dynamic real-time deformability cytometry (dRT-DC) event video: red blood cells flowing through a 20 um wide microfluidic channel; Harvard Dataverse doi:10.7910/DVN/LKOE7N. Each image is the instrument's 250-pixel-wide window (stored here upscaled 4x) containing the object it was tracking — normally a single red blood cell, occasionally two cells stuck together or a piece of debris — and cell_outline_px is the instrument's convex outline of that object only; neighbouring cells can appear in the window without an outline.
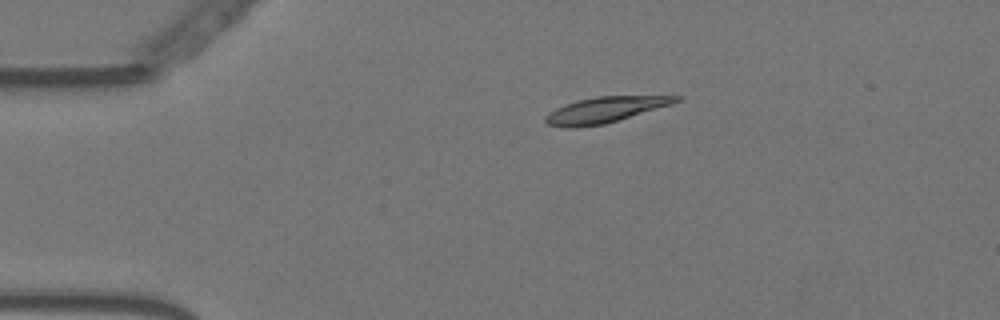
{"species": "Egyptian fruit bat (a non-hibernating species)", "species_latin": "Rousettus aegyptiacus", "temperature_condition": "warm", "stored_images_in_passage": 46, "camera_frame_rate_fps": 3000, "um_per_image_px": 0.085, "animal": {"sex": "female"}, "frame": {"image": 1, "passage_image": 1, "time_ms": 0.0, "image_size_px": [1000, 320], "cell_outline_px": [[684, 96], [680, 100], [672, 104], [604, 124], [572, 128], [568, 128], [548, 124], [544, 120], [544, 116], [548, 112], [564, 104], [596, 96]], "centroid_in_image_um": [51.4, 9.33], "position_along_channel_um": 33.6, "area_um2": 19.36}}
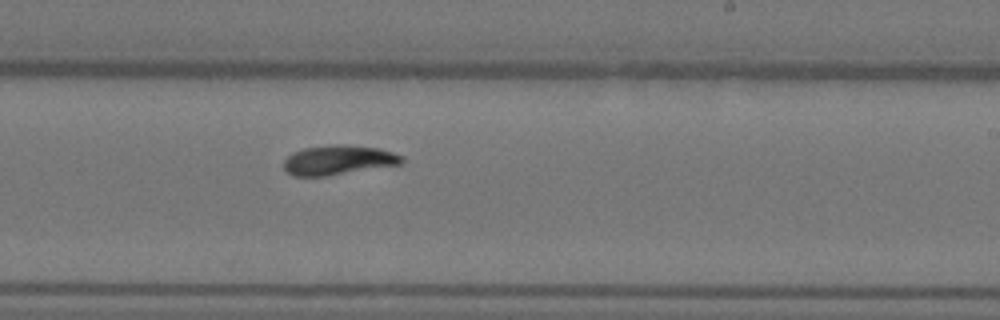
{"frame": {"image": 2, "passage_image": 24, "time_ms": 7.667, "image_size_px": [1000, 320], "cell_outline_px": [[404, 164], [324, 176], [292, 176], [284, 168], [284, 160], [292, 152], [304, 148], [332, 144], [340, 144], [380, 148], [404, 156]], "centroid_in_image_um": [28.79, 13.6], "position_along_channel_um": 260.2, "area_um2": 20.46}}
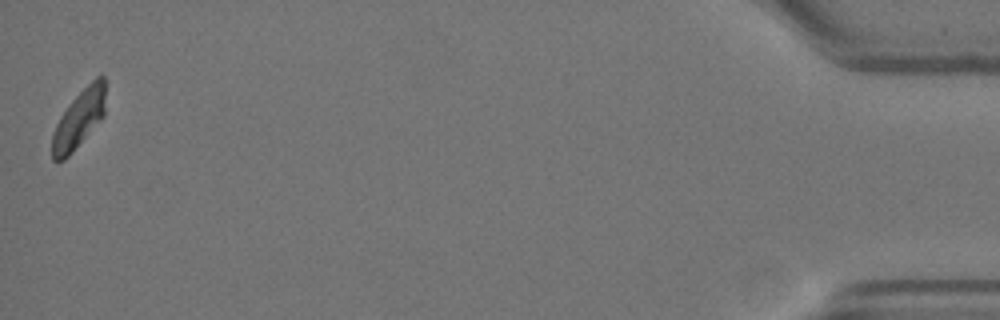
{"frame": {"image": 3, "passage_image": 46, "time_ms": 15.0, "image_size_px": [1000, 320], "cell_outline_px": [[104, 116], [72, 152], [64, 160], [52, 160], [52, 136], [56, 124], [60, 116], [68, 104], [96, 76], [104, 76]], "centroid_in_image_um": [6.69, 10.12], "position_along_channel_um": 428.5, "area_um2": 17.69}, "authors_computed_cell_mechanics": {"area_um2": 19.8832, "velocity_mm_per_s": 3.5535, "shape_relaxation_time_tau1_ms": 5.1529, "shape_relaxation_time_tau2_ms": 3.7985, "deformation_change_tau1": 0.1664, "deformation_change_tau2": 0.065}}